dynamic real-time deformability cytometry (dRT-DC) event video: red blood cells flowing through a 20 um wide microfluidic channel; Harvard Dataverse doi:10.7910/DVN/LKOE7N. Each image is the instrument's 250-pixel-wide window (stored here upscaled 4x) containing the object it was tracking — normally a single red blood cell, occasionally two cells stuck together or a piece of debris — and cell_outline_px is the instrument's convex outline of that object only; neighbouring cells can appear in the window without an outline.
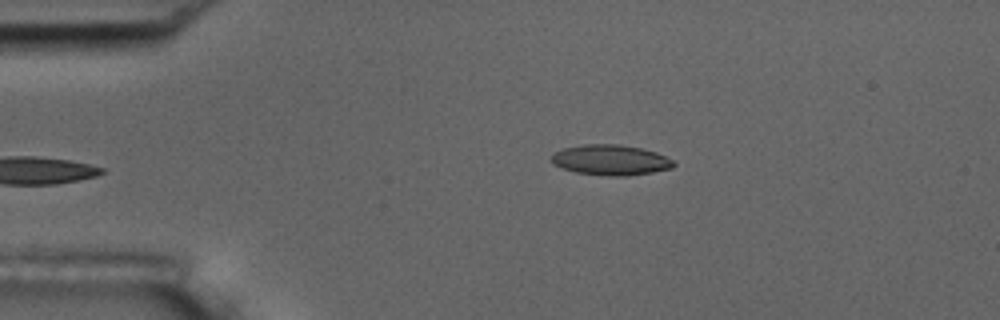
{"species": "common noctule bat (a hibernating species)", "species_latin": "Nyctalus noctula", "temperature_condition": "room temperature", "stored_images_in_passage": 5, "camera_frame_rate_fps": 3000, "um_per_image_px": 0.085, "animal": {"sex": "male", "body_mass_g": 17.5, "forearm_length_mm": 52.3}, "frame": {"image": 1, "passage_image": 5, "time_ms": 4.667, "image_size_px": [1000, 320], "cell_outline_px": [[676, 164], [672, 168], [652, 172], [628, 176], [612, 176], [576, 172], [552, 164], [552, 156], [556, 152], [564, 148], [584, 144], [620, 144], [640, 148], [656, 152], [672, 160]], "centroid_in_image_um": [51.92, 13.6], "position_along_channel_um": 33.1, "area_um2": 21.44}}